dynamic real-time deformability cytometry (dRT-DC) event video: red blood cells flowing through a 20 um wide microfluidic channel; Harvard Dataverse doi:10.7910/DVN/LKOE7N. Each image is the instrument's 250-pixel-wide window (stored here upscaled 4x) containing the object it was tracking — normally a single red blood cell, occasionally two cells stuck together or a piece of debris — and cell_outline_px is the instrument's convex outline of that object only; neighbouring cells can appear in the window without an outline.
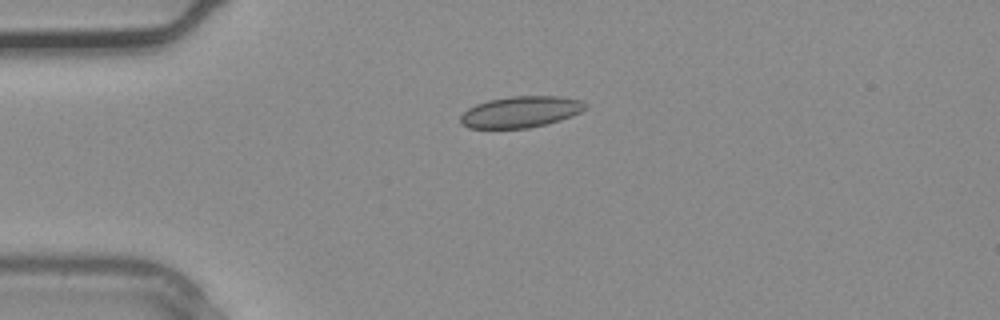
{"species": "common noctule bat (a hibernating species)", "species_latin": "Nyctalus noctula", "temperature_condition": "warm", "stored_images_in_passage": 1, "camera_frame_rate_fps": 3000, "um_per_image_px": 0.085, "animal": {"sex": "male", "body_mass_g": 20.4}, "frame": {"image": 1, "passage_image": 1, "time_ms": 0.0, "image_size_px": [1000, 320], "cell_outline_px": [[588, 108], [572, 116], [548, 124], [528, 128], [468, 128], [460, 124], [460, 116], [468, 108], [476, 104], [488, 100], [512, 96], [560, 96], [580, 100], [588, 104]], "centroid_in_image_um": [44.27, 9.51], "position_along_channel_um": 40.7, "area_um2": 22.95}}